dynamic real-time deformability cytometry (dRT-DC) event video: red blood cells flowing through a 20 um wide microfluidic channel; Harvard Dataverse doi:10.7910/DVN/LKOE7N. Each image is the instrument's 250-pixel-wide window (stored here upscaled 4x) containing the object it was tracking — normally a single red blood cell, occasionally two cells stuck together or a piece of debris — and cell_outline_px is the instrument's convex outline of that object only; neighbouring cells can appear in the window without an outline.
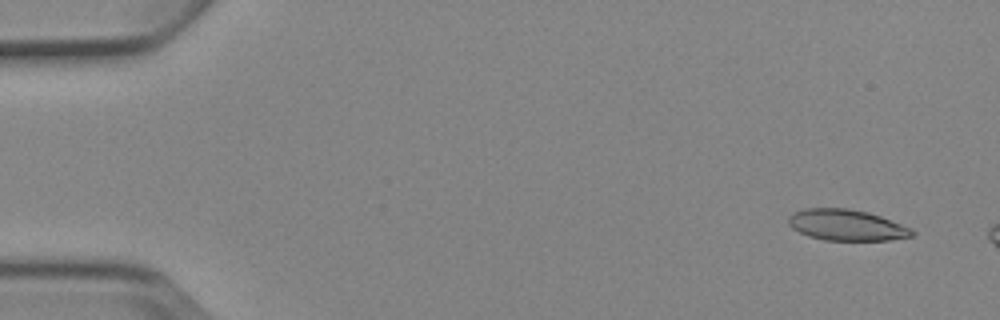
{"species": "Egyptian fruit bat (a non-hibernating species)", "species_latin": "Rousettus aegyptiacus", "temperature_condition": "cold", "stored_images_in_passage": 3, "camera_frame_rate_fps": 3000, "um_per_image_px": 0.085, "animal": {"sex": "female"}, "frame": {"image": 1, "passage_image": 1, "time_ms": 0.0, "image_size_px": [1000, 320], "cell_outline_px": [[916, 232], [912, 236], [888, 240], [824, 240], [808, 236], [792, 228], [788, 224], [788, 216], [792, 212], [804, 208], [848, 208], [868, 212], [880, 216], [912, 228]], "centroid_in_image_um": [71.93, 19.12], "position_along_channel_um": 13.1, "area_um2": 22.48}}